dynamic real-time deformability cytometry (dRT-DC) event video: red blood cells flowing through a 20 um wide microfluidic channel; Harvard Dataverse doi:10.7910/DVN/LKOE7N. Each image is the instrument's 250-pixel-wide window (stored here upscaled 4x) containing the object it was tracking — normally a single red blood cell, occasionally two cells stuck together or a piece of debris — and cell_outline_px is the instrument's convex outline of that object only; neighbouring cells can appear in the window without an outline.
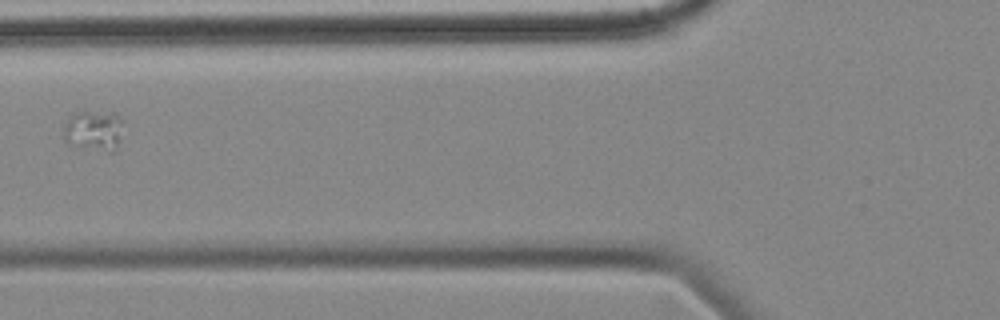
{"species": "common noctule bat (a hibernating species)", "species_latin": "Nyctalus noctula", "temperature_condition": "cold", "stored_images_in_passage": 3, "camera_frame_rate_fps": 3000, "um_per_image_px": 0.085, "animal": {"sex": "female", "body_mass_g": 18.4}, "frame": {"image": 1, "passage_image": 3, "time_ms": 2.333, "image_size_px": [1000, 320], "cell_outline_px": [[124, 120], [116, 152], [108, 152], [72, 144], [64, 140], [64, 124], [72, 112], [116, 112]], "centroid_in_image_um": [8.01, 11.07], "position_along_channel_um": 117.8, "area_um2": 14.22}}